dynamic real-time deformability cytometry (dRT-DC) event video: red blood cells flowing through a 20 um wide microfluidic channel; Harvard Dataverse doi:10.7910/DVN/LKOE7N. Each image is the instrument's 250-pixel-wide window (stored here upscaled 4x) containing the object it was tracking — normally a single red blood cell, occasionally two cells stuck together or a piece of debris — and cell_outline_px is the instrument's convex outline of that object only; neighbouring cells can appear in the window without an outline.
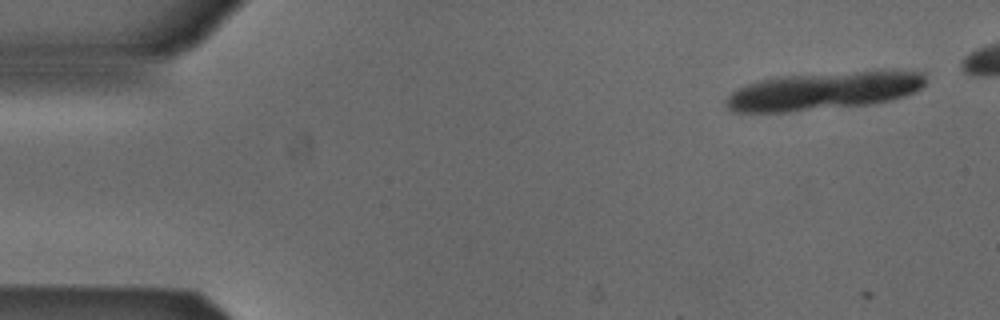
{"species": "Egyptian fruit bat (a non-hibernating species)", "species_latin": "Rousettus aegyptiacus", "temperature_condition": "cold", "stored_images_in_passage": 2, "camera_frame_rate_fps": 3000, "um_per_image_px": 0.085, "animal": {"sex": "male"}, "frame": {"image": 1, "passage_image": 1, "time_ms": 0.0, "image_size_px": [1000, 320], "cell_outline_px": [[924, 84], [920, 88], [912, 92], [888, 100], [872, 104], [788, 112], [732, 112], [728, 108], [724, 100], [736, 88], [760, 80], [776, 76], [856, 72], [920, 72], [924, 76]], "centroid_in_image_um": [69.86, 7.75], "position_along_channel_um": 15.1, "area_um2": 43.23}}